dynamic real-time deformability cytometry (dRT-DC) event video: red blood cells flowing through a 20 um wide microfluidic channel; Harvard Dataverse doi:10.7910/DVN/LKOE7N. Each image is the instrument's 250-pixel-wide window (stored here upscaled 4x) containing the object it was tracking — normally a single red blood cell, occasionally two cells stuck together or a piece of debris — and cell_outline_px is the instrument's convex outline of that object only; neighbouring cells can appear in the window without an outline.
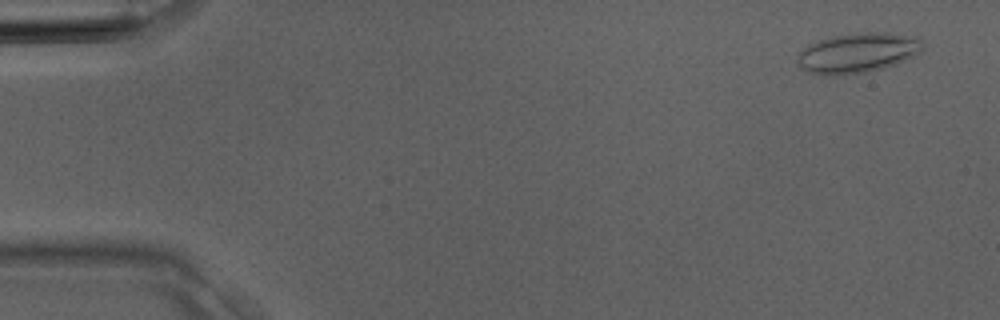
{"species": "Egyptian fruit bat (a non-hibernating species)", "species_latin": "Rousettus aegyptiacus", "temperature_condition": "room temperature", "stored_images_in_passage": 2, "camera_frame_rate_fps": 3000, "um_per_image_px": 0.085, "animal": {"sex": "male"}, "frame": {"image": 1, "passage_image": 2, "time_ms": 0.333, "image_size_px": [1000, 320], "cell_outline_px": [[924, 48], [920, 52], [896, 64], [884, 68], [844, 76], [824, 76], [808, 72], [800, 68], [796, 64], [796, 60], [800, 52], [808, 44], [820, 40], [836, 36], [864, 32], [888, 32], [916, 36], [924, 44]], "centroid_in_image_um": [72.89, 4.51], "position_along_channel_um": 12.1, "area_um2": 29.48}}